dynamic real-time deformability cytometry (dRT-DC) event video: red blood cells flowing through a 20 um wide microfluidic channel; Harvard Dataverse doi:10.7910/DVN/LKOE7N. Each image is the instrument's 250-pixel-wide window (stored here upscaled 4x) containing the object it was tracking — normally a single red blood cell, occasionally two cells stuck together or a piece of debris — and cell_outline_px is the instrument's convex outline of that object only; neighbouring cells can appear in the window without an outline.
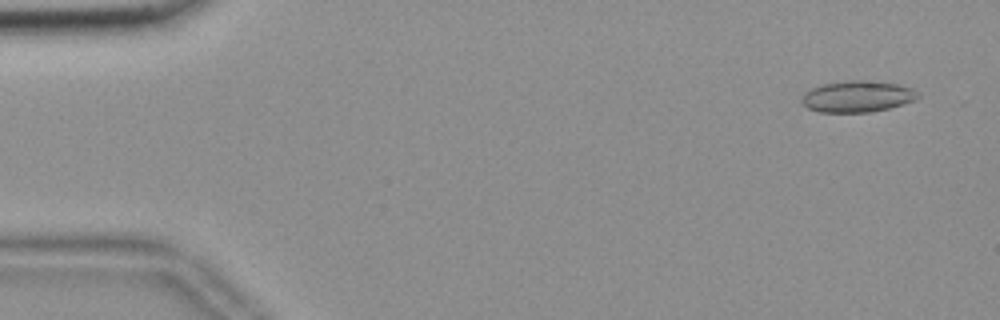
{"species": "common noctule bat (a hibernating species)", "species_latin": "Nyctalus noctula", "temperature_condition": "room temperature", "stored_images_in_passage": 15, "camera_frame_rate_fps": 3000, "um_per_image_px": 0.085, "animal": {"sex": "female", "body_mass_g": 18.4}, "frame": {"image": 1, "passage_image": 3, "time_ms": 0.667, "image_size_px": [1000, 320], "cell_outline_px": [[920, 96], [916, 100], [904, 104], [872, 112], [820, 112], [808, 108], [800, 100], [804, 92], [820, 84], [848, 80], [864, 80], [896, 84], [912, 88]], "centroid_in_image_um": [72.86, 8.2], "position_along_channel_um": 12.1, "area_um2": 21.27}}
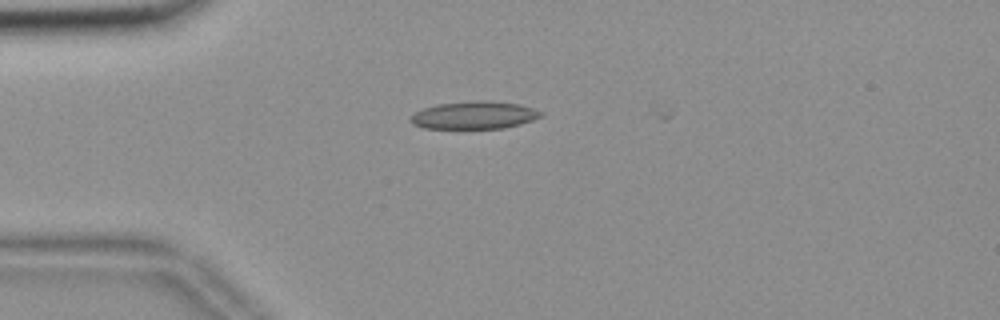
{"frame": {"image": 2, "passage_image": 14, "time_ms": 4.333, "image_size_px": [1000, 320], "cell_outline_px": [[544, 116], [520, 124], [504, 128], [424, 128], [412, 124], [408, 120], [416, 112], [424, 108], [436, 104], [472, 100], [492, 100], [520, 104], [544, 112]], "centroid_in_image_um": [40.34, 9.77], "position_along_channel_um": 44.7, "area_um2": 21.21}}